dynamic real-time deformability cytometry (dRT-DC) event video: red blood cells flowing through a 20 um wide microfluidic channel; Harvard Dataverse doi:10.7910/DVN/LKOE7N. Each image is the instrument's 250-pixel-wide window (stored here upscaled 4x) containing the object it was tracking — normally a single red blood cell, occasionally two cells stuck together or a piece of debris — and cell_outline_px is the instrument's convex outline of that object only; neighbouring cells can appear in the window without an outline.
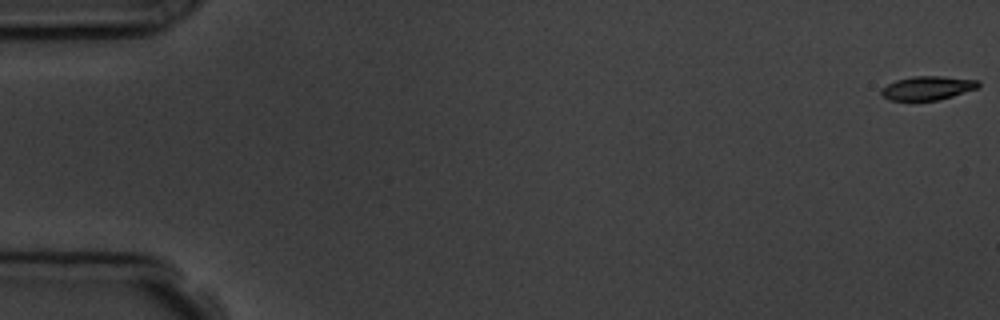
{"species": "common noctule bat (a hibernating species)", "species_latin": "Nyctalus noctula", "temperature_condition": "room temperature", "stored_images_in_passage": 8, "camera_frame_rate_fps": 3000, "um_per_image_px": 0.085, "animal": {"sex": "male", "body_mass_g": 19.5, "forearm_length_mm": 54.6}, "frame": {"image": 1, "passage_image": 1, "time_ms": 0.0, "image_size_px": [1000, 320], "cell_outline_px": [[980, 88], [952, 96], [936, 100], [888, 100], [880, 92], [880, 88], [896, 80], [912, 76], [940, 76], [980, 80]], "centroid_in_image_um": [78.86, 7.47], "position_along_channel_um": 6.1, "area_um2": 13.53}}
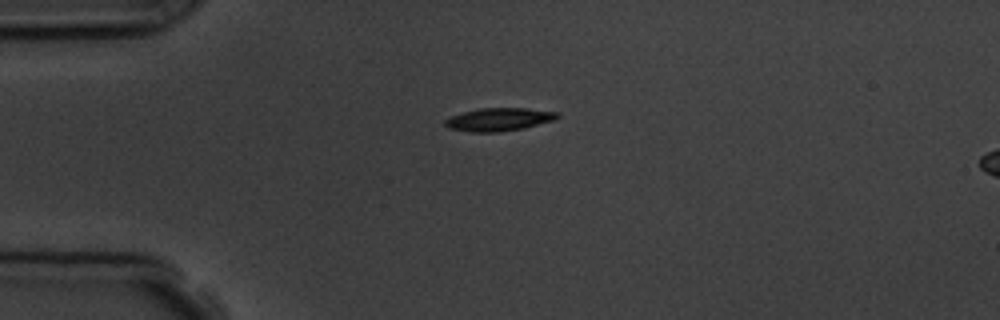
{"frame": {"image": 2, "passage_image": 4, "time_ms": 4.333, "image_size_px": [1000, 320], "cell_outline_px": [[560, 116], [556, 120], [524, 128], [500, 132], [472, 132], [448, 128], [444, 124], [444, 120], [452, 116], [464, 112], [480, 108], [528, 108], [560, 112]], "centroid_in_image_um": [42.46, 10.15], "position_along_channel_um": 42.5, "area_um2": 15.2}}